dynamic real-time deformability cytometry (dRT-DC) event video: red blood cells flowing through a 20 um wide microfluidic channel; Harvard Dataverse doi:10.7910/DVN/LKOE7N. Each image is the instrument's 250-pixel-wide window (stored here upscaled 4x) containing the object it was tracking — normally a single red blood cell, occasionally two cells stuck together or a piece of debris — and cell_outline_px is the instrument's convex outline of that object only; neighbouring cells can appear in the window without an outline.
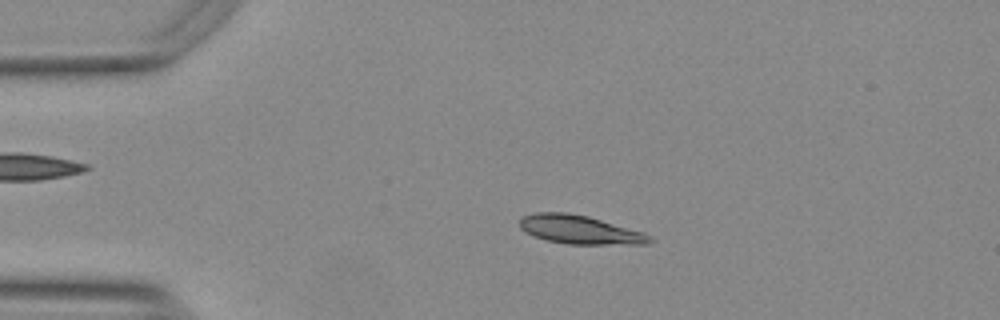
{"species": "Egyptian fruit bat (a non-hibernating species)", "species_latin": "Rousettus aegyptiacus", "temperature_condition": "warm", "stored_images_in_passage": 53, "camera_frame_rate_fps": 3000, "um_per_image_px": 0.085, "animal": {"sex": "female"}, "frame": {"image": 1, "passage_image": 11, "time_ms": 3.333, "image_size_px": [1000, 320], "cell_outline_px": [[652, 240], [648, 244], [568, 244], [548, 240], [536, 236], [520, 228], [520, 216], [536, 212], [568, 212], [588, 216], [644, 232], [652, 236]], "centroid_in_image_um": [49.3, 19.51], "position_along_channel_um": 35.7, "area_um2": 21.62}}
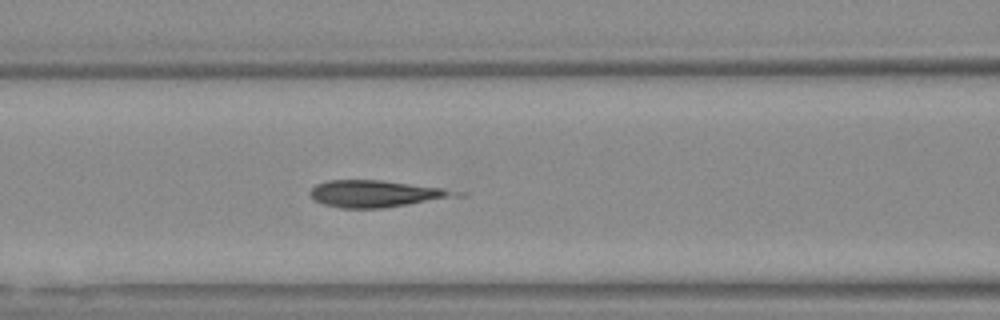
{"frame": {"image": 2, "passage_image": 22, "time_ms": 7.0, "image_size_px": [1000, 320], "cell_outline_px": [[468, 196], [384, 208], [340, 208], [324, 204], [316, 200], [308, 192], [316, 184], [328, 180], [380, 180], [444, 188], [468, 192]], "centroid_in_image_um": [32.12, 16.47], "position_along_channel_um": 134.5, "area_um2": 23.24}}
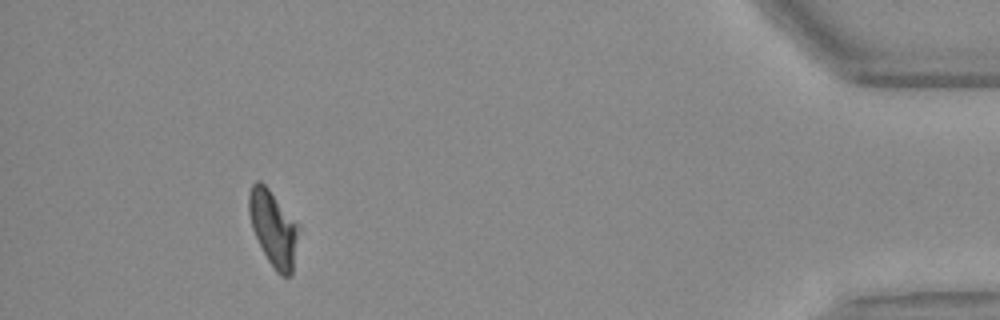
{"frame": {"image": 3, "passage_image": 49, "time_ms": 16.0, "image_size_px": [1000, 320], "cell_outline_px": [[300, 224], [292, 276], [280, 276], [276, 272], [268, 260], [252, 228], [248, 212], [248, 196], [252, 184], [256, 180], [260, 180], [268, 188]], "centroid_in_image_um": [23.25, 19.4], "position_along_channel_um": 411.9, "area_um2": 22.02}, "authors_computed_cell_mechanics": {"area_um2": 21.6172, "velocity_mm_per_s": 3.7735, "shape_relaxation_time_tau1_ms": 5.4672, "shape_relaxation_time_tau2_ms": 0.6187, "deformation_change_tau1": 0.2691, "deformation_change_tau2": 0.068}}